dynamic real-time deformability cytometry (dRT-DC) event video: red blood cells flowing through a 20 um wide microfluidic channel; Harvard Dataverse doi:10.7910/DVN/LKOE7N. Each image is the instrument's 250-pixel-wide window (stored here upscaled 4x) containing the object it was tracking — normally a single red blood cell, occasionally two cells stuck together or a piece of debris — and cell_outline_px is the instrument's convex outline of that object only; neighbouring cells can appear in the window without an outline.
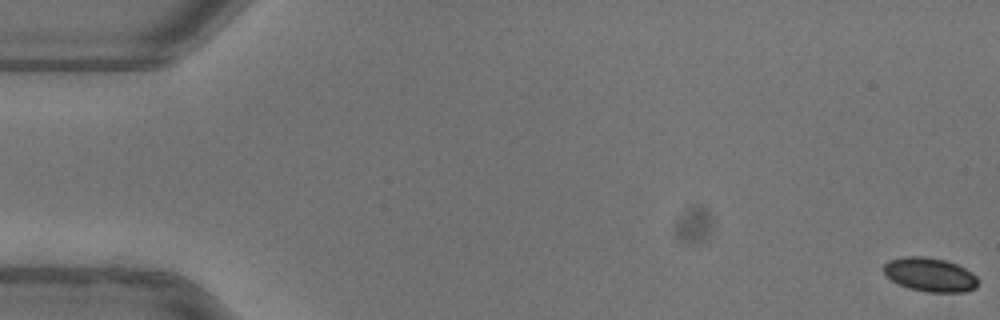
{"species": "common noctule bat (a hibernating species)", "species_latin": "Nyctalus noctula", "temperature_condition": "warm", "stored_images_in_passage": 54, "camera_frame_rate_fps": 3000, "um_per_image_px": 0.085, "animal": {"sex": "female"}, "frame": {"image": 1, "passage_image": 1, "time_ms": 0.0, "image_size_px": [1000, 320], "cell_outline_px": [[976, 288], [964, 292], [928, 292], [908, 288], [892, 280], [884, 272], [884, 264], [888, 260], [904, 256], [924, 256], [944, 260], [956, 264], [972, 272], [976, 276]], "centroid_in_image_um": [79.04, 23.34], "position_along_channel_um": 6.0, "area_um2": 18.5}}
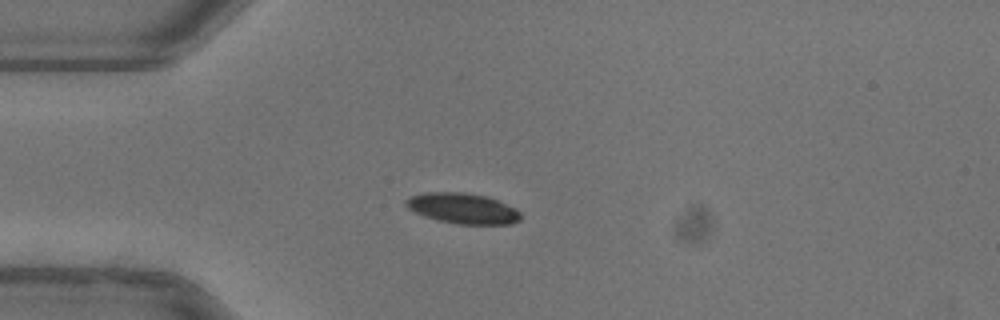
{"frame": {"image": 2, "passage_image": 15, "time_ms": 4.667, "image_size_px": [1000, 320], "cell_outline_px": [[520, 220], [512, 224], [460, 224], [440, 220], [424, 216], [408, 208], [404, 204], [404, 200], [412, 196], [428, 192], [464, 192], [488, 196], [516, 208], [520, 212]], "centroid_in_image_um": [39.36, 17.7], "position_along_channel_um": 45.6, "area_um2": 20.35}}
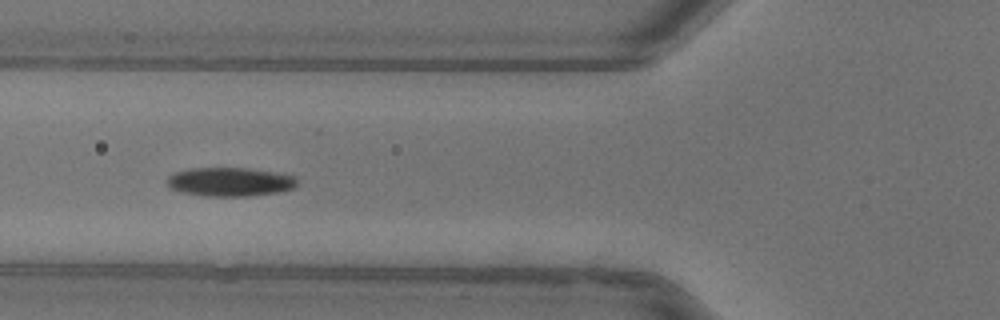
{"frame": {"image": 3, "passage_image": 21, "time_ms": 6.667, "image_size_px": [1000, 320], "cell_outline_px": [[296, 188], [280, 192], [248, 196], [200, 196], [180, 192], [168, 188], [164, 184], [168, 176], [176, 172], [188, 168], [248, 168], [296, 176]], "centroid_in_image_um": [19.49, 15.47], "position_along_channel_um": 106.3, "area_um2": 22.2}, "authors_computed_cell_mechanics": {"area_um2": 20.7791, "velocity_mm_per_s": 3.9365, "shape_relaxation_time_tau1_ms": 3.3445, "shape_relaxation_time_tau2_ms": null, "deformation_change_tau1": 0.1357, "deformation_change_tau2": null}}